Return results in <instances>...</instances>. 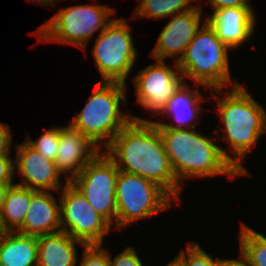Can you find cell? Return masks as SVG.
<instances>
[{"mask_svg": "<svg viewBox=\"0 0 266 266\" xmlns=\"http://www.w3.org/2000/svg\"><path fill=\"white\" fill-rule=\"evenodd\" d=\"M10 186L8 184H0V213L3 211L5 197Z\"/></svg>", "mask_w": 266, "mask_h": 266, "instance_id": "obj_31", "label": "cell"}, {"mask_svg": "<svg viewBox=\"0 0 266 266\" xmlns=\"http://www.w3.org/2000/svg\"><path fill=\"white\" fill-rule=\"evenodd\" d=\"M59 135L60 127L58 126L43 132L36 141L27 136L25 142L46 159L55 161L59 146Z\"/></svg>", "mask_w": 266, "mask_h": 266, "instance_id": "obj_23", "label": "cell"}, {"mask_svg": "<svg viewBox=\"0 0 266 266\" xmlns=\"http://www.w3.org/2000/svg\"><path fill=\"white\" fill-rule=\"evenodd\" d=\"M232 85L233 89L230 93L225 92L224 98L215 93L212 96L217 101V112L223 122L225 136L222 140L234 154L233 166L242 176H247L248 171L240 161L266 132V111L239 82L234 81Z\"/></svg>", "mask_w": 266, "mask_h": 266, "instance_id": "obj_3", "label": "cell"}, {"mask_svg": "<svg viewBox=\"0 0 266 266\" xmlns=\"http://www.w3.org/2000/svg\"><path fill=\"white\" fill-rule=\"evenodd\" d=\"M206 21L215 30L217 37L232 50L250 39L256 23L252 7L217 9Z\"/></svg>", "mask_w": 266, "mask_h": 266, "instance_id": "obj_15", "label": "cell"}, {"mask_svg": "<svg viewBox=\"0 0 266 266\" xmlns=\"http://www.w3.org/2000/svg\"><path fill=\"white\" fill-rule=\"evenodd\" d=\"M116 224L120 229L172 206V197L158 184L124 171L116 180Z\"/></svg>", "mask_w": 266, "mask_h": 266, "instance_id": "obj_7", "label": "cell"}, {"mask_svg": "<svg viewBox=\"0 0 266 266\" xmlns=\"http://www.w3.org/2000/svg\"><path fill=\"white\" fill-rule=\"evenodd\" d=\"M79 266H110L109 254L102 245H85Z\"/></svg>", "mask_w": 266, "mask_h": 266, "instance_id": "obj_25", "label": "cell"}, {"mask_svg": "<svg viewBox=\"0 0 266 266\" xmlns=\"http://www.w3.org/2000/svg\"><path fill=\"white\" fill-rule=\"evenodd\" d=\"M137 251L133 247H127L114 259L109 255L110 266H144Z\"/></svg>", "mask_w": 266, "mask_h": 266, "instance_id": "obj_26", "label": "cell"}, {"mask_svg": "<svg viewBox=\"0 0 266 266\" xmlns=\"http://www.w3.org/2000/svg\"><path fill=\"white\" fill-rule=\"evenodd\" d=\"M166 266H185L184 261L176 255L174 260L170 261Z\"/></svg>", "mask_w": 266, "mask_h": 266, "instance_id": "obj_32", "label": "cell"}, {"mask_svg": "<svg viewBox=\"0 0 266 266\" xmlns=\"http://www.w3.org/2000/svg\"><path fill=\"white\" fill-rule=\"evenodd\" d=\"M186 252L181 250L177 255L184 261L185 266H222L223 259H213L197 242L188 244Z\"/></svg>", "mask_w": 266, "mask_h": 266, "instance_id": "obj_24", "label": "cell"}, {"mask_svg": "<svg viewBox=\"0 0 266 266\" xmlns=\"http://www.w3.org/2000/svg\"><path fill=\"white\" fill-rule=\"evenodd\" d=\"M33 2H36V4H42V5H51L56 4V0H32Z\"/></svg>", "mask_w": 266, "mask_h": 266, "instance_id": "obj_33", "label": "cell"}, {"mask_svg": "<svg viewBox=\"0 0 266 266\" xmlns=\"http://www.w3.org/2000/svg\"><path fill=\"white\" fill-rule=\"evenodd\" d=\"M11 145V129L8 124L0 122V156L10 155Z\"/></svg>", "mask_w": 266, "mask_h": 266, "instance_id": "obj_28", "label": "cell"}, {"mask_svg": "<svg viewBox=\"0 0 266 266\" xmlns=\"http://www.w3.org/2000/svg\"><path fill=\"white\" fill-rule=\"evenodd\" d=\"M250 0H208L214 10L231 7H251Z\"/></svg>", "mask_w": 266, "mask_h": 266, "instance_id": "obj_29", "label": "cell"}, {"mask_svg": "<svg viewBox=\"0 0 266 266\" xmlns=\"http://www.w3.org/2000/svg\"><path fill=\"white\" fill-rule=\"evenodd\" d=\"M37 262V236L15 231L0 238V266H36Z\"/></svg>", "mask_w": 266, "mask_h": 266, "instance_id": "obj_19", "label": "cell"}, {"mask_svg": "<svg viewBox=\"0 0 266 266\" xmlns=\"http://www.w3.org/2000/svg\"><path fill=\"white\" fill-rule=\"evenodd\" d=\"M198 85L191 90V86L186 84V81L180 86V88L171 96L162 115L173 116V120L176 124L171 125L167 123L153 121L157 128H176V129H188L195 128L196 124H193L195 119L199 117L202 112L201 101H204L203 96L198 90ZM193 122V123H192ZM192 123V125H191ZM185 126V127H182Z\"/></svg>", "mask_w": 266, "mask_h": 266, "instance_id": "obj_17", "label": "cell"}, {"mask_svg": "<svg viewBox=\"0 0 266 266\" xmlns=\"http://www.w3.org/2000/svg\"><path fill=\"white\" fill-rule=\"evenodd\" d=\"M37 240L38 266H76L78 256L75 245L85 246L82 241L63 231L38 236Z\"/></svg>", "mask_w": 266, "mask_h": 266, "instance_id": "obj_18", "label": "cell"}, {"mask_svg": "<svg viewBox=\"0 0 266 266\" xmlns=\"http://www.w3.org/2000/svg\"><path fill=\"white\" fill-rule=\"evenodd\" d=\"M119 169L114 161L99 151L69 182L87 199L91 207L113 227L116 224V180Z\"/></svg>", "mask_w": 266, "mask_h": 266, "instance_id": "obj_9", "label": "cell"}, {"mask_svg": "<svg viewBox=\"0 0 266 266\" xmlns=\"http://www.w3.org/2000/svg\"><path fill=\"white\" fill-rule=\"evenodd\" d=\"M201 12L202 7L197 4L194 9L188 12L172 16L159 34L156 45L151 52L152 57L156 60L175 57L174 61L178 62L200 29Z\"/></svg>", "mask_w": 266, "mask_h": 266, "instance_id": "obj_12", "label": "cell"}, {"mask_svg": "<svg viewBox=\"0 0 266 266\" xmlns=\"http://www.w3.org/2000/svg\"><path fill=\"white\" fill-rule=\"evenodd\" d=\"M192 1L197 2V0H141L134 14L135 17L141 18H169L194 9L196 6L191 4Z\"/></svg>", "mask_w": 266, "mask_h": 266, "instance_id": "obj_21", "label": "cell"}, {"mask_svg": "<svg viewBox=\"0 0 266 266\" xmlns=\"http://www.w3.org/2000/svg\"><path fill=\"white\" fill-rule=\"evenodd\" d=\"M61 210V231L85 245H102L111 224L97 213L87 199L69 182L58 192Z\"/></svg>", "mask_w": 266, "mask_h": 266, "instance_id": "obj_10", "label": "cell"}, {"mask_svg": "<svg viewBox=\"0 0 266 266\" xmlns=\"http://www.w3.org/2000/svg\"><path fill=\"white\" fill-rule=\"evenodd\" d=\"M125 87L120 82L99 81L81 112L69 121L100 150L101 144L106 148L133 119L132 114L120 110V101L127 105Z\"/></svg>", "mask_w": 266, "mask_h": 266, "instance_id": "obj_4", "label": "cell"}, {"mask_svg": "<svg viewBox=\"0 0 266 266\" xmlns=\"http://www.w3.org/2000/svg\"><path fill=\"white\" fill-rule=\"evenodd\" d=\"M15 147V173L23 179V183L18 185L35 191H58L65 186L60 181L61 172L54 161L46 159L25 141Z\"/></svg>", "mask_w": 266, "mask_h": 266, "instance_id": "obj_13", "label": "cell"}, {"mask_svg": "<svg viewBox=\"0 0 266 266\" xmlns=\"http://www.w3.org/2000/svg\"><path fill=\"white\" fill-rule=\"evenodd\" d=\"M133 119L113 138L105 152L120 171L141 176L158 184L173 199L180 200L178 183L163 139L151 120Z\"/></svg>", "mask_w": 266, "mask_h": 266, "instance_id": "obj_1", "label": "cell"}, {"mask_svg": "<svg viewBox=\"0 0 266 266\" xmlns=\"http://www.w3.org/2000/svg\"><path fill=\"white\" fill-rule=\"evenodd\" d=\"M177 182L215 175L242 176L233 166V157L195 128H158Z\"/></svg>", "mask_w": 266, "mask_h": 266, "instance_id": "obj_2", "label": "cell"}, {"mask_svg": "<svg viewBox=\"0 0 266 266\" xmlns=\"http://www.w3.org/2000/svg\"><path fill=\"white\" fill-rule=\"evenodd\" d=\"M99 151L98 147L70 124L60 126L59 146L54 162L61 174H65L67 181L77 176Z\"/></svg>", "mask_w": 266, "mask_h": 266, "instance_id": "obj_14", "label": "cell"}, {"mask_svg": "<svg viewBox=\"0 0 266 266\" xmlns=\"http://www.w3.org/2000/svg\"><path fill=\"white\" fill-rule=\"evenodd\" d=\"M9 157L10 155L0 156V184H15L12 181L16 168L14 161Z\"/></svg>", "mask_w": 266, "mask_h": 266, "instance_id": "obj_27", "label": "cell"}, {"mask_svg": "<svg viewBox=\"0 0 266 266\" xmlns=\"http://www.w3.org/2000/svg\"><path fill=\"white\" fill-rule=\"evenodd\" d=\"M114 10L106 5L84 4L60 9L35 31L41 42L66 43L86 50L87 42L113 20Z\"/></svg>", "mask_w": 266, "mask_h": 266, "instance_id": "obj_6", "label": "cell"}, {"mask_svg": "<svg viewBox=\"0 0 266 266\" xmlns=\"http://www.w3.org/2000/svg\"><path fill=\"white\" fill-rule=\"evenodd\" d=\"M240 230V251L252 266H266V237L242 224Z\"/></svg>", "mask_w": 266, "mask_h": 266, "instance_id": "obj_22", "label": "cell"}, {"mask_svg": "<svg viewBox=\"0 0 266 266\" xmlns=\"http://www.w3.org/2000/svg\"><path fill=\"white\" fill-rule=\"evenodd\" d=\"M61 231V210L49 191L32 190V198L22 227L23 235L41 236Z\"/></svg>", "mask_w": 266, "mask_h": 266, "instance_id": "obj_16", "label": "cell"}, {"mask_svg": "<svg viewBox=\"0 0 266 266\" xmlns=\"http://www.w3.org/2000/svg\"><path fill=\"white\" fill-rule=\"evenodd\" d=\"M222 266H252L250 261L240 251V257L236 259H223Z\"/></svg>", "mask_w": 266, "mask_h": 266, "instance_id": "obj_30", "label": "cell"}, {"mask_svg": "<svg viewBox=\"0 0 266 266\" xmlns=\"http://www.w3.org/2000/svg\"><path fill=\"white\" fill-rule=\"evenodd\" d=\"M2 213H0V238L4 236L7 233V230L4 228L3 222H2Z\"/></svg>", "mask_w": 266, "mask_h": 266, "instance_id": "obj_34", "label": "cell"}, {"mask_svg": "<svg viewBox=\"0 0 266 266\" xmlns=\"http://www.w3.org/2000/svg\"><path fill=\"white\" fill-rule=\"evenodd\" d=\"M229 49L205 19L177 62V67L184 78H191L197 84L222 93L224 86L232 83Z\"/></svg>", "mask_w": 266, "mask_h": 266, "instance_id": "obj_5", "label": "cell"}, {"mask_svg": "<svg viewBox=\"0 0 266 266\" xmlns=\"http://www.w3.org/2000/svg\"><path fill=\"white\" fill-rule=\"evenodd\" d=\"M171 69L164 60L146 66L133 78L137 103L153 114H161L168 100L185 82L177 62Z\"/></svg>", "mask_w": 266, "mask_h": 266, "instance_id": "obj_11", "label": "cell"}, {"mask_svg": "<svg viewBox=\"0 0 266 266\" xmlns=\"http://www.w3.org/2000/svg\"><path fill=\"white\" fill-rule=\"evenodd\" d=\"M32 198V190L18 184H13L7 191L2 222L7 232H17L23 225L25 214ZM16 227V228H15Z\"/></svg>", "mask_w": 266, "mask_h": 266, "instance_id": "obj_20", "label": "cell"}, {"mask_svg": "<svg viewBox=\"0 0 266 266\" xmlns=\"http://www.w3.org/2000/svg\"><path fill=\"white\" fill-rule=\"evenodd\" d=\"M130 27L126 18H113L95 40L92 54L103 82L126 84L137 58Z\"/></svg>", "mask_w": 266, "mask_h": 266, "instance_id": "obj_8", "label": "cell"}]
</instances>
